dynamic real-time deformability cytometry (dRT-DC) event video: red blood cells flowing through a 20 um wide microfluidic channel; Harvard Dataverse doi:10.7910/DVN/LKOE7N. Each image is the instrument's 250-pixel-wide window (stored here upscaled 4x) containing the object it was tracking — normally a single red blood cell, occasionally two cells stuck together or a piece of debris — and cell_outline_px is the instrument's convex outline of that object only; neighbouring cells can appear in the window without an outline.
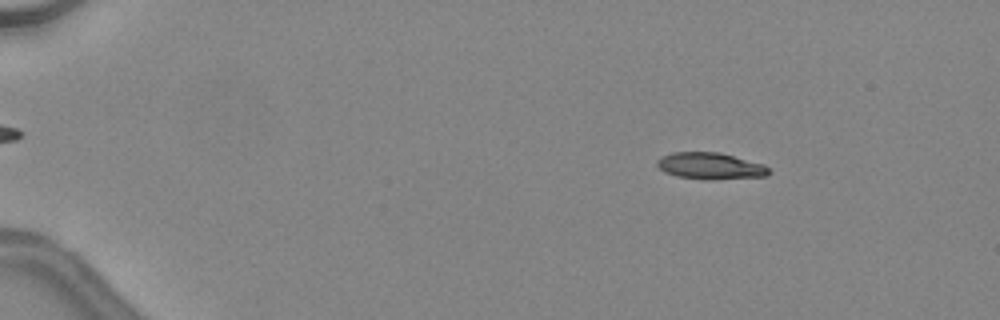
{"species": "common noctule bat (a hibernating species)", "species_latin": "Nyctalus noctula", "temperature_condition": "warm", "stored_images_in_passage": 47, "camera_frame_rate_fps": 3000, "um_per_image_px": 0.085, "animal": {"sex": "female", "body_mass_g": 24.6, "forearm_length_mm": 56.2}, "frame": {"image": 1, "passage_image": 8, "time_ms": 2.333, "image_size_px": [1000, 320], "cell_outline_px": [[772, 172], [768, 176], [712, 180], [704, 180], [676, 176], [664, 172], [656, 164], [656, 160], [672, 152], [720, 152], [764, 164]], "centroid_in_image_um": [60.4, 14.12], "position_along_channel_um": 24.6, "area_um2": 17.57}}
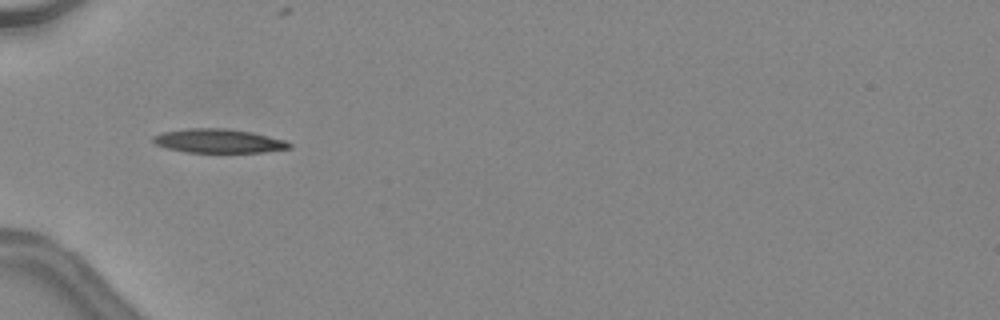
{"frame": {"image": 2, "passage_image": 18, "time_ms": 5.667, "image_size_px": [1000, 320], "cell_outline_px": [[292, 148], [264, 152], [184, 152], [164, 148], [156, 144], [152, 140], [152, 136], [160, 132], [188, 128], [224, 128], [252, 132], [284, 140], [292, 144]], "centroid_in_image_um": [18.53, 11.98], "position_along_channel_um": 66.5, "area_um2": 19.13}}
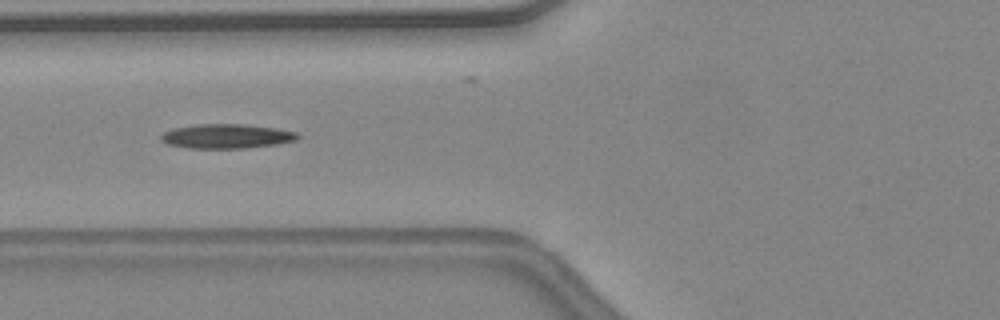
{"frame": {"image": 3, "passage_image": 21, "time_ms": 6.667, "image_size_px": [1000, 320], "cell_outline_px": [[300, 136], [296, 140], [280, 144], [244, 148], [188, 148], [168, 144], [160, 140], [160, 136], [164, 132], [172, 128], [200, 124], [244, 124], [276, 128], [296, 132]], "centroid_in_image_um": [19.26, 11.58], "position_along_channel_um": 106.5, "area_um2": 19.48}}